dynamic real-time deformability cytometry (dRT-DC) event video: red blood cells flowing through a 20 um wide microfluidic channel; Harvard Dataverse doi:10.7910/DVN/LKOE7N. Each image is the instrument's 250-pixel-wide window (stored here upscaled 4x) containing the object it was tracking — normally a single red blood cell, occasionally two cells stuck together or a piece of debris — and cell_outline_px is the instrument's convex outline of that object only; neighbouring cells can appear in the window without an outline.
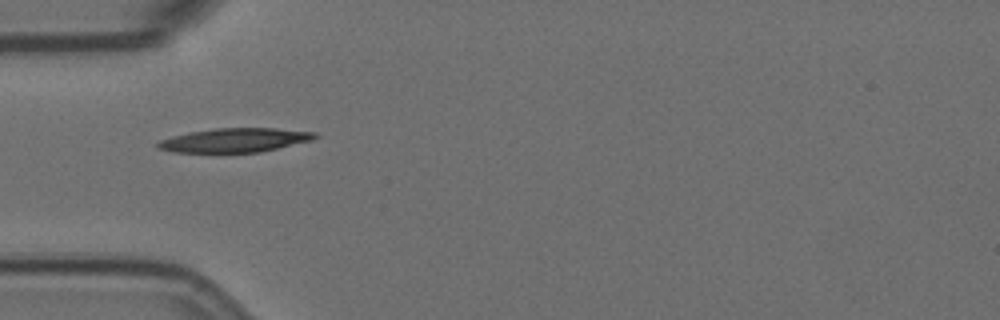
{"species": "Egyptian fruit bat (a non-hibernating species)", "species_latin": "Rousettus aegyptiacus", "temperature_condition": "room temperature", "stored_images_in_passage": 32, "camera_frame_rate_fps": 3000, "um_per_image_px": 0.085, "animal": {"sex": "female"}, "frame": {"image": 1, "passage_image": 1, "time_ms": 0.0, "image_size_px": [1000, 320], "cell_outline_px": [[320, 136], [312, 140], [260, 152], [172, 152], [156, 148], [156, 144], [160, 140], [172, 136], [188, 132], [216, 128], [276, 128], [316, 132]], "centroid_in_image_um": [19.95, 11.91], "position_along_channel_um": 65.0, "area_um2": 22.02}}
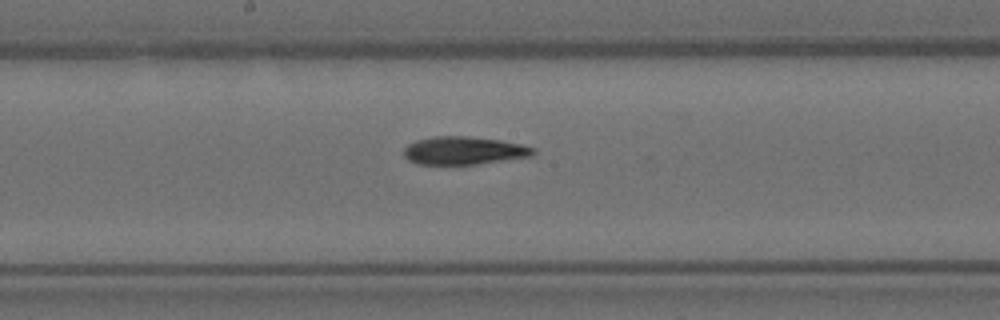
{"frame": {"image": 2, "passage_image": 13, "time_ms": 4.0, "image_size_px": [1000, 320], "cell_outline_px": [[536, 152], [532, 156], [476, 164], [416, 164], [408, 160], [404, 156], [404, 148], [408, 144], [416, 140], [432, 136], [468, 136], [500, 140], [520, 144], [536, 148]], "centroid_in_image_um": [39.42, 12.79], "position_along_channel_um": 208.8, "area_um2": 21.15}}
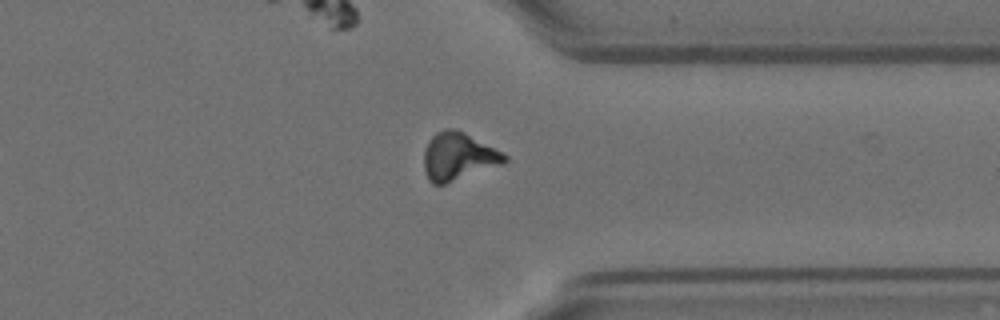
{"frame": {"image": 3, "passage_image": 27, "time_ms": 8.667, "image_size_px": [1000, 320], "cell_outline_px": [[508, 160], [504, 164], [444, 184], [432, 184], [428, 180], [424, 168], [424, 152], [428, 140], [436, 132], [444, 128], [456, 128], [464, 132], [508, 156]], "centroid_in_image_um": [38.93, 13.3], "position_along_channel_um": 372.5, "area_um2": 22.37}}